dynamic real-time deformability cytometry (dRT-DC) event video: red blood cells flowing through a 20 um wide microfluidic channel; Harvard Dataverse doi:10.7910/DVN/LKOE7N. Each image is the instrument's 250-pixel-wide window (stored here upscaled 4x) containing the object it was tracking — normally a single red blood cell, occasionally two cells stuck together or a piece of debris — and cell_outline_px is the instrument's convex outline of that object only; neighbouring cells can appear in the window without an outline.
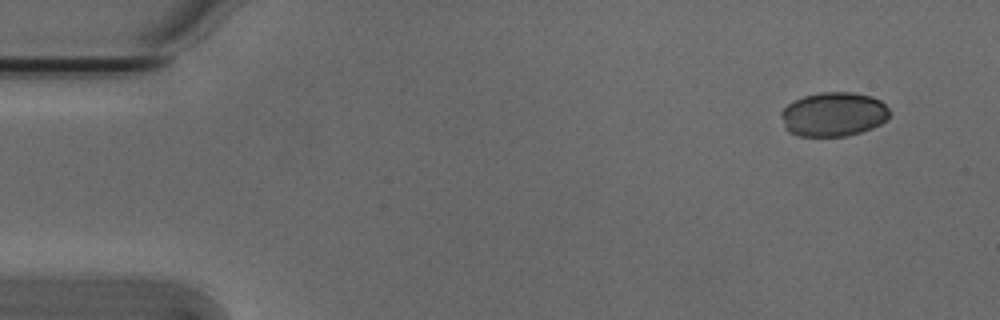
{"species": "Egyptian fruit bat (a non-hibernating species)", "species_latin": "Rousettus aegyptiacus", "temperature_condition": "cold", "stored_images_in_passage": 3, "camera_frame_rate_fps": 3000, "um_per_image_px": 0.085, "animal": {"sex": "male"}, "frame": {"image": 1, "passage_image": 1, "time_ms": 0.0, "image_size_px": [1000, 320], "cell_outline_px": [[888, 120], [872, 128], [848, 136], [800, 136], [788, 132], [784, 128], [780, 112], [788, 104], [804, 96], [820, 92], [852, 92], [872, 96], [880, 100], [888, 108]], "centroid_in_image_um": [70.84, 9.72], "position_along_channel_um": 14.2, "area_um2": 28.03}}